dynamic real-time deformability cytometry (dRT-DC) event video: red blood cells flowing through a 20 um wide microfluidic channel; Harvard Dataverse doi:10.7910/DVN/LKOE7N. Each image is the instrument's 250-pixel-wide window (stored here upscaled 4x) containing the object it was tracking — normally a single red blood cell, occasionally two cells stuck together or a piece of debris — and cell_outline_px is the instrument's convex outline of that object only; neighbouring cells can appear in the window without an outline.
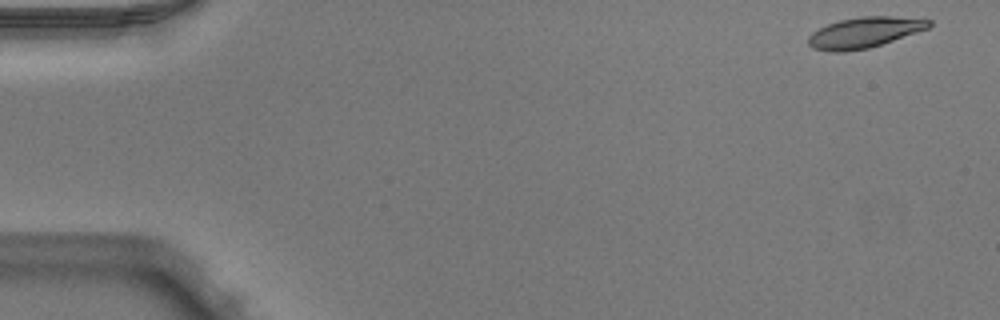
{"species": "Egyptian fruit bat (a non-hibernating species)", "species_latin": "Rousettus aegyptiacus", "temperature_condition": "warm", "stored_images_in_passage": 50, "camera_frame_rate_fps": 3000, "um_per_image_px": 0.085, "animal": {"sex": "male"}, "frame": {"image": 1, "passage_image": 1, "time_ms": 0.0, "image_size_px": [1000, 320], "cell_outline_px": [[932, 24], [928, 28], [868, 48], [844, 52], [832, 52], [812, 48], [808, 44], [808, 36], [812, 32], [828, 24], [840, 20], [860, 16], [892, 16], [932, 20]], "centroid_in_image_um": [73.43, 2.76], "position_along_channel_um": 11.6, "area_um2": 21.33}}
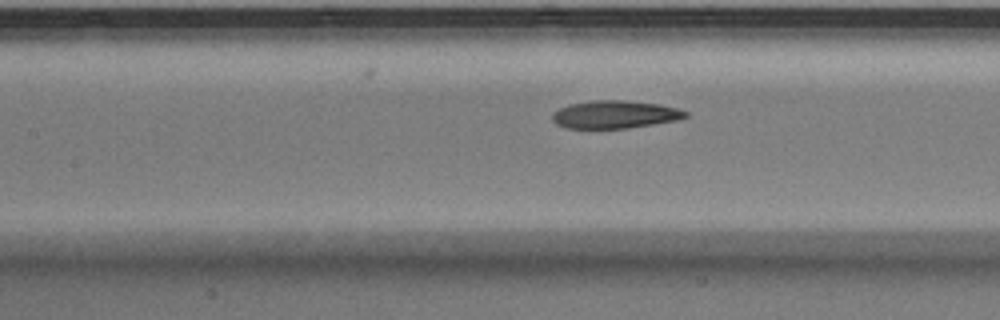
{"frame": {"image": 2, "passage_image": 22, "time_ms": 7.0, "image_size_px": [1000, 320], "cell_outline_px": [[688, 116], [676, 120], [628, 128], [568, 128], [556, 124], [552, 120], [552, 112], [568, 104], [592, 100], [624, 100], [660, 104], [676, 108], [688, 112]], "centroid_in_image_um": [52.23, 9.72], "position_along_channel_um": 155.2, "area_um2": 21.56}}
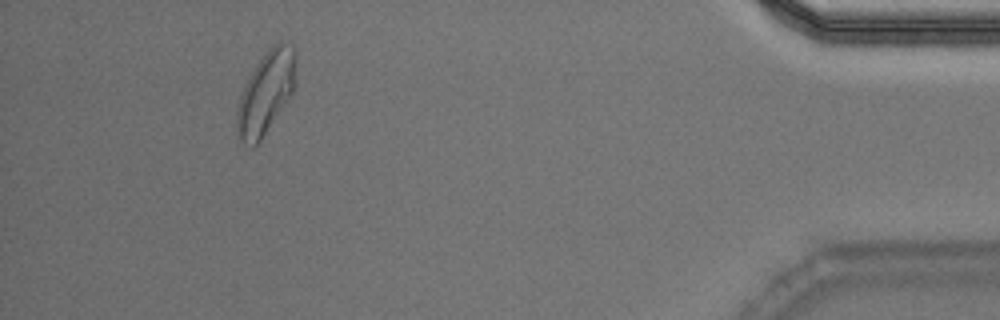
{"frame": {"image": 3, "passage_image": 46, "time_ms": 15.0, "image_size_px": [1000, 320], "cell_outline_px": [[296, 60], [292, 92], [260, 140], [252, 148], [244, 144], [240, 140], [236, 132], [236, 112], [240, 96], [244, 84], [248, 76], [264, 52], [268, 48], [280, 40], [292, 44], [296, 52]], "centroid_in_image_um": [22.56, 7.84], "position_along_channel_um": 412.6, "area_um2": 28.21}, "authors_computed_cell_mechanics": {"area_um2": 22.2819, "velocity_mm_per_s": 3.9545, "shape_relaxation_time_tau1_ms": 4.0032, "shape_relaxation_time_tau2_ms": 1.9854, "deformation_change_tau1": 0.1823, "deformation_change_tau2": 0.0991}}